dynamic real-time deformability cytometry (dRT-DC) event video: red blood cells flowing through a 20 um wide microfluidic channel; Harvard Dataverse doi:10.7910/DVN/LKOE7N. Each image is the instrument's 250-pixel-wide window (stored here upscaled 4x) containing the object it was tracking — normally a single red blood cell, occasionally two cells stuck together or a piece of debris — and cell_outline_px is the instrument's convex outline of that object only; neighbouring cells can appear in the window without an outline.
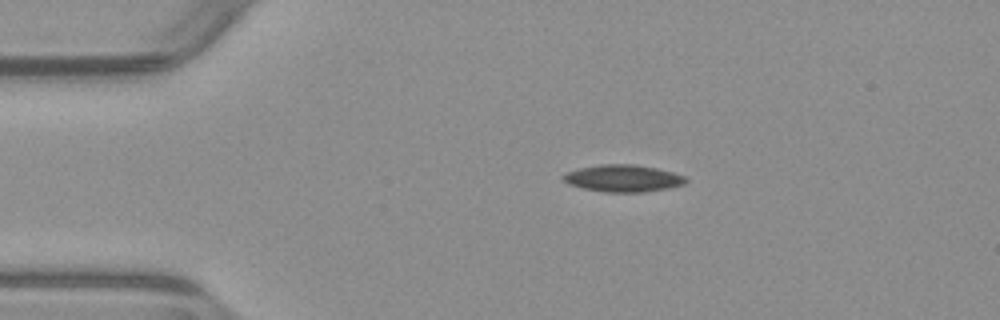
{"species": "common noctule bat (a hibernating species)", "species_latin": "Nyctalus noctula", "temperature_condition": "warm", "stored_images_in_passage": 45, "camera_frame_rate_fps": 3000, "um_per_image_px": 0.085, "animal": {"sex": "male", "body_mass_g": 23.1, "forearm_length_mm": 52.7}, "frame": {"image": 1, "passage_image": 10, "time_ms": 3.0, "image_size_px": [1000, 320], "cell_outline_px": [[688, 180], [684, 184], [668, 188], [644, 192], [604, 192], [584, 188], [568, 184], [560, 176], [568, 172], [580, 168], [600, 164], [636, 164], [656, 168], [672, 172], [684, 176]], "centroid_in_image_um": [52.96, 15.15], "position_along_channel_um": 32.0, "area_um2": 19.25}}
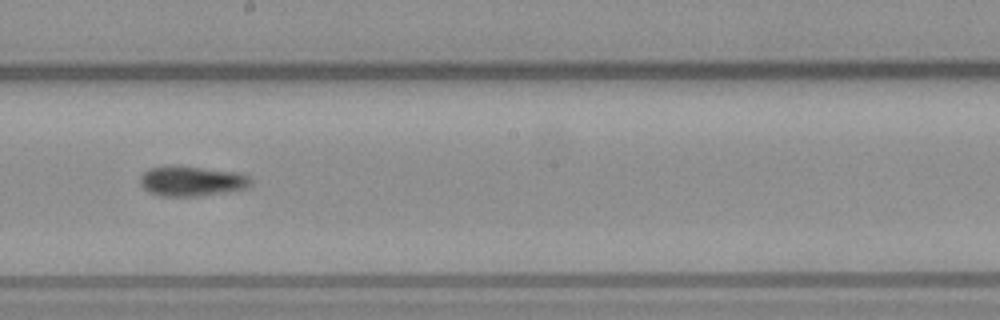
{"frame": {"image": 2, "passage_image": 29, "time_ms": 9.333, "image_size_px": [1000, 320], "cell_outline_px": [[252, 184], [248, 188], [232, 192], [196, 196], [160, 196], [144, 188], [140, 184], [140, 176], [144, 172], [152, 168], [200, 168], [240, 172], [252, 176]], "centroid_in_image_um": [16.43, 15.43], "position_along_channel_um": 231.8, "area_um2": 19.02}}
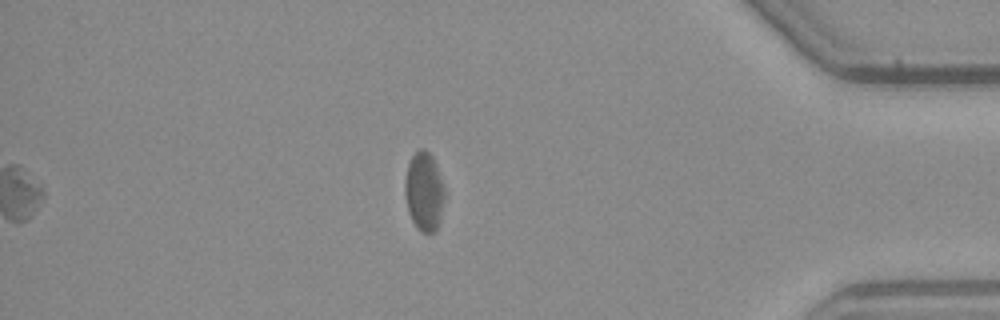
{"frame": {"image": 3, "passage_image": 45, "time_ms": 14.667, "image_size_px": [1000, 320], "cell_outline_px": [[444, 200], [440, 220], [436, 228], [432, 232], [420, 232], [416, 228], [408, 212], [404, 196], [404, 180], [408, 164], [412, 156], [420, 148], [424, 148], [432, 156], [436, 164], [444, 188]], "centroid_in_image_um": [36.02, 16.28], "position_along_channel_um": 399.2, "area_um2": 18.32}, "authors_computed_cell_mechanics": {"area_um2": 18.9584, "velocity_mm_per_s": 3.8897, "shape_relaxation_time_tau1_ms": null, "shape_relaxation_time_tau2_ms": 6.0731, "deformation_change_tau1": null, "deformation_change_tau2": 0.127}}